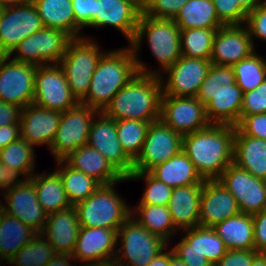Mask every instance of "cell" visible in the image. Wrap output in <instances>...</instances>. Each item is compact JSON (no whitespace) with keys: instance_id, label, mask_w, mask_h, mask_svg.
<instances>
[{"instance_id":"cell-8","label":"cell","mask_w":266,"mask_h":266,"mask_svg":"<svg viewBox=\"0 0 266 266\" xmlns=\"http://www.w3.org/2000/svg\"><path fill=\"white\" fill-rule=\"evenodd\" d=\"M105 52L91 37L73 38L59 62L73 96L80 103L87 95L92 75Z\"/></svg>"},{"instance_id":"cell-59","label":"cell","mask_w":266,"mask_h":266,"mask_svg":"<svg viewBox=\"0 0 266 266\" xmlns=\"http://www.w3.org/2000/svg\"><path fill=\"white\" fill-rule=\"evenodd\" d=\"M251 266H266V252H256Z\"/></svg>"},{"instance_id":"cell-57","label":"cell","mask_w":266,"mask_h":266,"mask_svg":"<svg viewBox=\"0 0 266 266\" xmlns=\"http://www.w3.org/2000/svg\"><path fill=\"white\" fill-rule=\"evenodd\" d=\"M148 266H169V250L167 247Z\"/></svg>"},{"instance_id":"cell-56","label":"cell","mask_w":266,"mask_h":266,"mask_svg":"<svg viewBox=\"0 0 266 266\" xmlns=\"http://www.w3.org/2000/svg\"><path fill=\"white\" fill-rule=\"evenodd\" d=\"M72 260L75 261V259L72 257V254L57 253V255H55V257L50 260L46 266H77V263L74 265Z\"/></svg>"},{"instance_id":"cell-49","label":"cell","mask_w":266,"mask_h":266,"mask_svg":"<svg viewBox=\"0 0 266 266\" xmlns=\"http://www.w3.org/2000/svg\"><path fill=\"white\" fill-rule=\"evenodd\" d=\"M76 23L83 29L95 18V0H71Z\"/></svg>"},{"instance_id":"cell-22","label":"cell","mask_w":266,"mask_h":266,"mask_svg":"<svg viewBox=\"0 0 266 266\" xmlns=\"http://www.w3.org/2000/svg\"><path fill=\"white\" fill-rule=\"evenodd\" d=\"M245 25H227L218 29L213 39L211 64L233 66L256 51Z\"/></svg>"},{"instance_id":"cell-3","label":"cell","mask_w":266,"mask_h":266,"mask_svg":"<svg viewBox=\"0 0 266 266\" xmlns=\"http://www.w3.org/2000/svg\"><path fill=\"white\" fill-rule=\"evenodd\" d=\"M206 108L211 124L237 126L243 91L236 84L232 66L211 64L196 96Z\"/></svg>"},{"instance_id":"cell-10","label":"cell","mask_w":266,"mask_h":266,"mask_svg":"<svg viewBox=\"0 0 266 266\" xmlns=\"http://www.w3.org/2000/svg\"><path fill=\"white\" fill-rule=\"evenodd\" d=\"M100 111L82 103L62 112L58 129L50 146L55 160H64L87 143L91 124Z\"/></svg>"},{"instance_id":"cell-52","label":"cell","mask_w":266,"mask_h":266,"mask_svg":"<svg viewBox=\"0 0 266 266\" xmlns=\"http://www.w3.org/2000/svg\"><path fill=\"white\" fill-rule=\"evenodd\" d=\"M21 112L19 105L0 100V127L20 123Z\"/></svg>"},{"instance_id":"cell-46","label":"cell","mask_w":266,"mask_h":266,"mask_svg":"<svg viewBox=\"0 0 266 266\" xmlns=\"http://www.w3.org/2000/svg\"><path fill=\"white\" fill-rule=\"evenodd\" d=\"M266 113V80L255 89L243 93L240 121L247 115Z\"/></svg>"},{"instance_id":"cell-40","label":"cell","mask_w":266,"mask_h":266,"mask_svg":"<svg viewBox=\"0 0 266 266\" xmlns=\"http://www.w3.org/2000/svg\"><path fill=\"white\" fill-rule=\"evenodd\" d=\"M236 84L243 93L255 89L266 80V59L256 51L232 66Z\"/></svg>"},{"instance_id":"cell-36","label":"cell","mask_w":266,"mask_h":266,"mask_svg":"<svg viewBox=\"0 0 266 266\" xmlns=\"http://www.w3.org/2000/svg\"><path fill=\"white\" fill-rule=\"evenodd\" d=\"M131 215L137 219L149 232L161 237L168 244L171 236L178 232L174 225L168 206L137 204L131 207ZM138 215V216H137Z\"/></svg>"},{"instance_id":"cell-37","label":"cell","mask_w":266,"mask_h":266,"mask_svg":"<svg viewBox=\"0 0 266 266\" xmlns=\"http://www.w3.org/2000/svg\"><path fill=\"white\" fill-rule=\"evenodd\" d=\"M56 165L59 168L55 171L62 180L63 188L71 205L86 200L102 185L95 178L74 169L65 160H57Z\"/></svg>"},{"instance_id":"cell-32","label":"cell","mask_w":266,"mask_h":266,"mask_svg":"<svg viewBox=\"0 0 266 266\" xmlns=\"http://www.w3.org/2000/svg\"><path fill=\"white\" fill-rule=\"evenodd\" d=\"M213 230L223 240L228 250H253L254 222L253 216L238 213L215 224Z\"/></svg>"},{"instance_id":"cell-7","label":"cell","mask_w":266,"mask_h":266,"mask_svg":"<svg viewBox=\"0 0 266 266\" xmlns=\"http://www.w3.org/2000/svg\"><path fill=\"white\" fill-rule=\"evenodd\" d=\"M114 262L118 266H148L166 247L161 237L149 232L130 215L118 230ZM120 245V246H119Z\"/></svg>"},{"instance_id":"cell-63","label":"cell","mask_w":266,"mask_h":266,"mask_svg":"<svg viewBox=\"0 0 266 266\" xmlns=\"http://www.w3.org/2000/svg\"><path fill=\"white\" fill-rule=\"evenodd\" d=\"M3 9H4V6L2 5L1 1H0V15L2 14L3 12Z\"/></svg>"},{"instance_id":"cell-33","label":"cell","mask_w":266,"mask_h":266,"mask_svg":"<svg viewBox=\"0 0 266 266\" xmlns=\"http://www.w3.org/2000/svg\"><path fill=\"white\" fill-rule=\"evenodd\" d=\"M37 232L0 209V258L9 261Z\"/></svg>"},{"instance_id":"cell-54","label":"cell","mask_w":266,"mask_h":266,"mask_svg":"<svg viewBox=\"0 0 266 266\" xmlns=\"http://www.w3.org/2000/svg\"><path fill=\"white\" fill-rule=\"evenodd\" d=\"M187 266H212L208 260L197 251H173Z\"/></svg>"},{"instance_id":"cell-38","label":"cell","mask_w":266,"mask_h":266,"mask_svg":"<svg viewBox=\"0 0 266 266\" xmlns=\"http://www.w3.org/2000/svg\"><path fill=\"white\" fill-rule=\"evenodd\" d=\"M35 148L26 140H19L10 143L5 148L0 149V162L14 176H25L22 179H29L35 170Z\"/></svg>"},{"instance_id":"cell-29","label":"cell","mask_w":266,"mask_h":266,"mask_svg":"<svg viewBox=\"0 0 266 266\" xmlns=\"http://www.w3.org/2000/svg\"><path fill=\"white\" fill-rule=\"evenodd\" d=\"M64 160L101 184H111L123 178L99 151L87 144L80 146Z\"/></svg>"},{"instance_id":"cell-31","label":"cell","mask_w":266,"mask_h":266,"mask_svg":"<svg viewBox=\"0 0 266 266\" xmlns=\"http://www.w3.org/2000/svg\"><path fill=\"white\" fill-rule=\"evenodd\" d=\"M44 27L60 29L72 38H80L83 30L75 21L71 0H32Z\"/></svg>"},{"instance_id":"cell-53","label":"cell","mask_w":266,"mask_h":266,"mask_svg":"<svg viewBox=\"0 0 266 266\" xmlns=\"http://www.w3.org/2000/svg\"><path fill=\"white\" fill-rule=\"evenodd\" d=\"M21 138L20 123L0 127V149Z\"/></svg>"},{"instance_id":"cell-61","label":"cell","mask_w":266,"mask_h":266,"mask_svg":"<svg viewBox=\"0 0 266 266\" xmlns=\"http://www.w3.org/2000/svg\"><path fill=\"white\" fill-rule=\"evenodd\" d=\"M4 7L22 5L32 2V0H0Z\"/></svg>"},{"instance_id":"cell-18","label":"cell","mask_w":266,"mask_h":266,"mask_svg":"<svg viewBox=\"0 0 266 266\" xmlns=\"http://www.w3.org/2000/svg\"><path fill=\"white\" fill-rule=\"evenodd\" d=\"M97 116L91 124L86 144L99 151L122 177L128 178L133 172V160L118 140L116 120L103 112Z\"/></svg>"},{"instance_id":"cell-50","label":"cell","mask_w":266,"mask_h":266,"mask_svg":"<svg viewBox=\"0 0 266 266\" xmlns=\"http://www.w3.org/2000/svg\"><path fill=\"white\" fill-rule=\"evenodd\" d=\"M253 250H228L214 266H251L255 253Z\"/></svg>"},{"instance_id":"cell-35","label":"cell","mask_w":266,"mask_h":266,"mask_svg":"<svg viewBox=\"0 0 266 266\" xmlns=\"http://www.w3.org/2000/svg\"><path fill=\"white\" fill-rule=\"evenodd\" d=\"M174 22L180 30L220 29L225 26L218 18L212 0H189L180 9Z\"/></svg>"},{"instance_id":"cell-4","label":"cell","mask_w":266,"mask_h":266,"mask_svg":"<svg viewBox=\"0 0 266 266\" xmlns=\"http://www.w3.org/2000/svg\"><path fill=\"white\" fill-rule=\"evenodd\" d=\"M137 73L136 58L130 45L106 51L92 75L89 91L80 103L102 112Z\"/></svg>"},{"instance_id":"cell-26","label":"cell","mask_w":266,"mask_h":266,"mask_svg":"<svg viewBox=\"0 0 266 266\" xmlns=\"http://www.w3.org/2000/svg\"><path fill=\"white\" fill-rule=\"evenodd\" d=\"M181 231L184 232V236L172 247V251H197L212 266L228 251L225 243L212 227L196 226Z\"/></svg>"},{"instance_id":"cell-48","label":"cell","mask_w":266,"mask_h":266,"mask_svg":"<svg viewBox=\"0 0 266 266\" xmlns=\"http://www.w3.org/2000/svg\"><path fill=\"white\" fill-rule=\"evenodd\" d=\"M236 128L243 135L266 140V113L247 115Z\"/></svg>"},{"instance_id":"cell-6","label":"cell","mask_w":266,"mask_h":266,"mask_svg":"<svg viewBox=\"0 0 266 266\" xmlns=\"http://www.w3.org/2000/svg\"><path fill=\"white\" fill-rule=\"evenodd\" d=\"M124 181H128L127 178L123 177L111 184H102L86 200L75 205L81 227L119 230L132 210L114 189L116 184Z\"/></svg>"},{"instance_id":"cell-12","label":"cell","mask_w":266,"mask_h":266,"mask_svg":"<svg viewBox=\"0 0 266 266\" xmlns=\"http://www.w3.org/2000/svg\"><path fill=\"white\" fill-rule=\"evenodd\" d=\"M78 103L59 64L37 66L33 104L64 112Z\"/></svg>"},{"instance_id":"cell-24","label":"cell","mask_w":266,"mask_h":266,"mask_svg":"<svg viewBox=\"0 0 266 266\" xmlns=\"http://www.w3.org/2000/svg\"><path fill=\"white\" fill-rule=\"evenodd\" d=\"M61 115V111L27 105L21 112V138L34 147L47 145L50 149Z\"/></svg>"},{"instance_id":"cell-60","label":"cell","mask_w":266,"mask_h":266,"mask_svg":"<svg viewBox=\"0 0 266 266\" xmlns=\"http://www.w3.org/2000/svg\"><path fill=\"white\" fill-rule=\"evenodd\" d=\"M169 266H187L181 259L173 254L172 249H169Z\"/></svg>"},{"instance_id":"cell-58","label":"cell","mask_w":266,"mask_h":266,"mask_svg":"<svg viewBox=\"0 0 266 266\" xmlns=\"http://www.w3.org/2000/svg\"><path fill=\"white\" fill-rule=\"evenodd\" d=\"M240 6L250 13L254 8L264 3V0H237Z\"/></svg>"},{"instance_id":"cell-45","label":"cell","mask_w":266,"mask_h":266,"mask_svg":"<svg viewBox=\"0 0 266 266\" xmlns=\"http://www.w3.org/2000/svg\"><path fill=\"white\" fill-rule=\"evenodd\" d=\"M189 0H150L143 13L154 19L174 20Z\"/></svg>"},{"instance_id":"cell-16","label":"cell","mask_w":266,"mask_h":266,"mask_svg":"<svg viewBox=\"0 0 266 266\" xmlns=\"http://www.w3.org/2000/svg\"><path fill=\"white\" fill-rule=\"evenodd\" d=\"M43 27L32 2L4 7L0 15V56H8L22 40Z\"/></svg>"},{"instance_id":"cell-55","label":"cell","mask_w":266,"mask_h":266,"mask_svg":"<svg viewBox=\"0 0 266 266\" xmlns=\"http://www.w3.org/2000/svg\"><path fill=\"white\" fill-rule=\"evenodd\" d=\"M18 179L0 162V189L5 191Z\"/></svg>"},{"instance_id":"cell-21","label":"cell","mask_w":266,"mask_h":266,"mask_svg":"<svg viewBox=\"0 0 266 266\" xmlns=\"http://www.w3.org/2000/svg\"><path fill=\"white\" fill-rule=\"evenodd\" d=\"M142 12L131 0H95V18L87 27L112 26L131 44Z\"/></svg>"},{"instance_id":"cell-30","label":"cell","mask_w":266,"mask_h":266,"mask_svg":"<svg viewBox=\"0 0 266 266\" xmlns=\"http://www.w3.org/2000/svg\"><path fill=\"white\" fill-rule=\"evenodd\" d=\"M149 173L171 188L204 182L190 158L182 150L168 161L152 168Z\"/></svg>"},{"instance_id":"cell-39","label":"cell","mask_w":266,"mask_h":266,"mask_svg":"<svg viewBox=\"0 0 266 266\" xmlns=\"http://www.w3.org/2000/svg\"><path fill=\"white\" fill-rule=\"evenodd\" d=\"M57 252L47 240L37 233L35 237L21 248L9 261H3L13 266H46Z\"/></svg>"},{"instance_id":"cell-9","label":"cell","mask_w":266,"mask_h":266,"mask_svg":"<svg viewBox=\"0 0 266 266\" xmlns=\"http://www.w3.org/2000/svg\"><path fill=\"white\" fill-rule=\"evenodd\" d=\"M72 39L60 29L43 27L22 40L8 56L16 52L11 59L36 66L59 64Z\"/></svg>"},{"instance_id":"cell-25","label":"cell","mask_w":266,"mask_h":266,"mask_svg":"<svg viewBox=\"0 0 266 266\" xmlns=\"http://www.w3.org/2000/svg\"><path fill=\"white\" fill-rule=\"evenodd\" d=\"M81 225L75 205L51 213L41 235L59 254H72Z\"/></svg>"},{"instance_id":"cell-23","label":"cell","mask_w":266,"mask_h":266,"mask_svg":"<svg viewBox=\"0 0 266 266\" xmlns=\"http://www.w3.org/2000/svg\"><path fill=\"white\" fill-rule=\"evenodd\" d=\"M240 213L236 199L218 180H206L200 196L199 226L213 227Z\"/></svg>"},{"instance_id":"cell-47","label":"cell","mask_w":266,"mask_h":266,"mask_svg":"<svg viewBox=\"0 0 266 266\" xmlns=\"http://www.w3.org/2000/svg\"><path fill=\"white\" fill-rule=\"evenodd\" d=\"M245 26L248 28L254 44V38L266 41V4L254 8L247 15Z\"/></svg>"},{"instance_id":"cell-34","label":"cell","mask_w":266,"mask_h":266,"mask_svg":"<svg viewBox=\"0 0 266 266\" xmlns=\"http://www.w3.org/2000/svg\"><path fill=\"white\" fill-rule=\"evenodd\" d=\"M44 173V174H43ZM33 174L29 180L34 184L38 202L49 215L71 206L56 171Z\"/></svg>"},{"instance_id":"cell-2","label":"cell","mask_w":266,"mask_h":266,"mask_svg":"<svg viewBox=\"0 0 266 266\" xmlns=\"http://www.w3.org/2000/svg\"><path fill=\"white\" fill-rule=\"evenodd\" d=\"M162 94L160 76L137 73L102 112L116 121L155 122L160 120Z\"/></svg>"},{"instance_id":"cell-19","label":"cell","mask_w":266,"mask_h":266,"mask_svg":"<svg viewBox=\"0 0 266 266\" xmlns=\"http://www.w3.org/2000/svg\"><path fill=\"white\" fill-rule=\"evenodd\" d=\"M210 66V59L181 56L165 71L167 80L161 77L162 95L196 97Z\"/></svg>"},{"instance_id":"cell-14","label":"cell","mask_w":266,"mask_h":266,"mask_svg":"<svg viewBox=\"0 0 266 266\" xmlns=\"http://www.w3.org/2000/svg\"><path fill=\"white\" fill-rule=\"evenodd\" d=\"M0 56V100L25 108L33 103L37 66Z\"/></svg>"},{"instance_id":"cell-43","label":"cell","mask_w":266,"mask_h":266,"mask_svg":"<svg viewBox=\"0 0 266 266\" xmlns=\"http://www.w3.org/2000/svg\"><path fill=\"white\" fill-rule=\"evenodd\" d=\"M145 180V190L138 204H150L167 206L172 195L173 188L157 180L149 172H132L128 181Z\"/></svg>"},{"instance_id":"cell-28","label":"cell","mask_w":266,"mask_h":266,"mask_svg":"<svg viewBox=\"0 0 266 266\" xmlns=\"http://www.w3.org/2000/svg\"><path fill=\"white\" fill-rule=\"evenodd\" d=\"M233 163L266 181V140L243 135L235 127Z\"/></svg>"},{"instance_id":"cell-11","label":"cell","mask_w":266,"mask_h":266,"mask_svg":"<svg viewBox=\"0 0 266 266\" xmlns=\"http://www.w3.org/2000/svg\"><path fill=\"white\" fill-rule=\"evenodd\" d=\"M183 136L161 120L150 123L140 154L133 161V172H149L182 150Z\"/></svg>"},{"instance_id":"cell-44","label":"cell","mask_w":266,"mask_h":266,"mask_svg":"<svg viewBox=\"0 0 266 266\" xmlns=\"http://www.w3.org/2000/svg\"><path fill=\"white\" fill-rule=\"evenodd\" d=\"M219 20L225 25H244L248 13L237 0H212Z\"/></svg>"},{"instance_id":"cell-1","label":"cell","mask_w":266,"mask_h":266,"mask_svg":"<svg viewBox=\"0 0 266 266\" xmlns=\"http://www.w3.org/2000/svg\"><path fill=\"white\" fill-rule=\"evenodd\" d=\"M235 126L210 124L183 135L182 151L190 158L204 181L218 180L233 163Z\"/></svg>"},{"instance_id":"cell-51","label":"cell","mask_w":266,"mask_h":266,"mask_svg":"<svg viewBox=\"0 0 266 266\" xmlns=\"http://www.w3.org/2000/svg\"><path fill=\"white\" fill-rule=\"evenodd\" d=\"M253 216L254 248L257 252H266V209Z\"/></svg>"},{"instance_id":"cell-62","label":"cell","mask_w":266,"mask_h":266,"mask_svg":"<svg viewBox=\"0 0 266 266\" xmlns=\"http://www.w3.org/2000/svg\"><path fill=\"white\" fill-rule=\"evenodd\" d=\"M135 3L140 9L144 10V8L149 4L150 0H131Z\"/></svg>"},{"instance_id":"cell-13","label":"cell","mask_w":266,"mask_h":266,"mask_svg":"<svg viewBox=\"0 0 266 266\" xmlns=\"http://www.w3.org/2000/svg\"><path fill=\"white\" fill-rule=\"evenodd\" d=\"M7 204L0 200V209L7 215L21 220L37 233L45 227L48 214L40 205L34 184L29 179H18L3 192Z\"/></svg>"},{"instance_id":"cell-17","label":"cell","mask_w":266,"mask_h":266,"mask_svg":"<svg viewBox=\"0 0 266 266\" xmlns=\"http://www.w3.org/2000/svg\"><path fill=\"white\" fill-rule=\"evenodd\" d=\"M160 120L182 136L209 126L205 105L196 97L162 95Z\"/></svg>"},{"instance_id":"cell-20","label":"cell","mask_w":266,"mask_h":266,"mask_svg":"<svg viewBox=\"0 0 266 266\" xmlns=\"http://www.w3.org/2000/svg\"><path fill=\"white\" fill-rule=\"evenodd\" d=\"M117 235L116 229L81 227L72 257L79 266L114 262Z\"/></svg>"},{"instance_id":"cell-42","label":"cell","mask_w":266,"mask_h":266,"mask_svg":"<svg viewBox=\"0 0 266 266\" xmlns=\"http://www.w3.org/2000/svg\"><path fill=\"white\" fill-rule=\"evenodd\" d=\"M150 123L138 120L116 121L118 140L133 161L142 150Z\"/></svg>"},{"instance_id":"cell-41","label":"cell","mask_w":266,"mask_h":266,"mask_svg":"<svg viewBox=\"0 0 266 266\" xmlns=\"http://www.w3.org/2000/svg\"><path fill=\"white\" fill-rule=\"evenodd\" d=\"M218 29L193 28L181 30L180 44L182 56L210 59L213 39Z\"/></svg>"},{"instance_id":"cell-5","label":"cell","mask_w":266,"mask_h":266,"mask_svg":"<svg viewBox=\"0 0 266 266\" xmlns=\"http://www.w3.org/2000/svg\"><path fill=\"white\" fill-rule=\"evenodd\" d=\"M180 32L181 30L174 20L154 19L146 16L142 12L135 38L130 44V47L135 54L138 73L164 77V72L182 56ZM145 36L147 38L151 54L160 65L161 69L158 71L156 69H149L144 61L140 60V56H138V50L141 48L140 46L143 45L141 43ZM161 72H163V75Z\"/></svg>"},{"instance_id":"cell-27","label":"cell","mask_w":266,"mask_h":266,"mask_svg":"<svg viewBox=\"0 0 266 266\" xmlns=\"http://www.w3.org/2000/svg\"><path fill=\"white\" fill-rule=\"evenodd\" d=\"M201 192L202 184L173 188L167 206L179 230L199 226Z\"/></svg>"},{"instance_id":"cell-15","label":"cell","mask_w":266,"mask_h":266,"mask_svg":"<svg viewBox=\"0 0 266 266\" xmlns=\"http://www.w3.org/2000/svg\"><path fill=\"white\" fill-rule=\"evenodd\" d=\"M236 199L239 211L254 215L266 209V181L230 164L218 179Z\"/></svg>"}]
</instances>
